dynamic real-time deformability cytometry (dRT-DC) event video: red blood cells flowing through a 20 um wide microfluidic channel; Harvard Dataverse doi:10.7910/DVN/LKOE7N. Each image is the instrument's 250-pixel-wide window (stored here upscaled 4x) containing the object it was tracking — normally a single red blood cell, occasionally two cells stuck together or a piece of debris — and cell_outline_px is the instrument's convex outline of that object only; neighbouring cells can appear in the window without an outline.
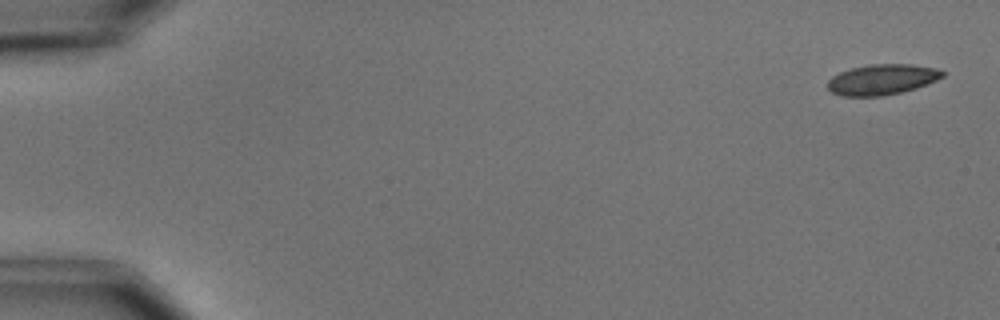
{"species": "common noctule bat (a hibernating species)", "species_latin": "Nyctalus noctula", "temperature_condition": "cold", "stored_images_in_passage": 6, "camera_frame_rate_fps": 3000, "um_per_image_px": 0.085, "animal": {"sex": "male", "body_mass_g": 15.6}, "frame": {"image": 1, "passage_image": 1, "time_ms": 0.0, "image_size_px": [1000, 320], "cell_outline_px": [[944, 76], [936, 80], [916, 88], [900, 92], [880, 96], [840, 96], [832, 92], [828, 88], [828, 80], [832, 76], [840, 72], [852, 68], [868, 64], [912, 64], [936, 68], [944, 72]], "centroid_in_image_um": [74.96, 6.75], "position_along_channel_um": 10.0, "area_um2": 20.35}}
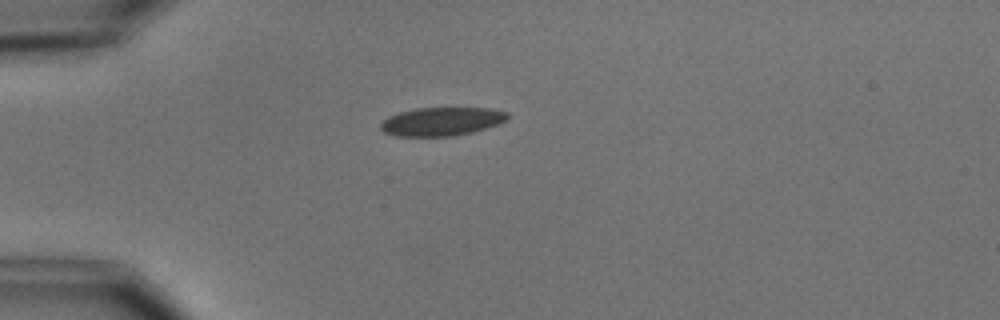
{"frame": {"image": 2, "passage_image": 4, "time_ms": 4.333, "image_size_px": [1000, 320], "cell_outline_px": [[508, 116], [504, 120], [496, 124], [472, 132], [452, 136], [396, 136], [384, 132], [380, 128], [380, 124], [388, 116], [400, 112], [416, 108], [488, 108], [508, 112]], "centroid_in_image_um": [37.49, 10.32], "position_along_channel_um": 47.5, "area_um2": 20.81}}